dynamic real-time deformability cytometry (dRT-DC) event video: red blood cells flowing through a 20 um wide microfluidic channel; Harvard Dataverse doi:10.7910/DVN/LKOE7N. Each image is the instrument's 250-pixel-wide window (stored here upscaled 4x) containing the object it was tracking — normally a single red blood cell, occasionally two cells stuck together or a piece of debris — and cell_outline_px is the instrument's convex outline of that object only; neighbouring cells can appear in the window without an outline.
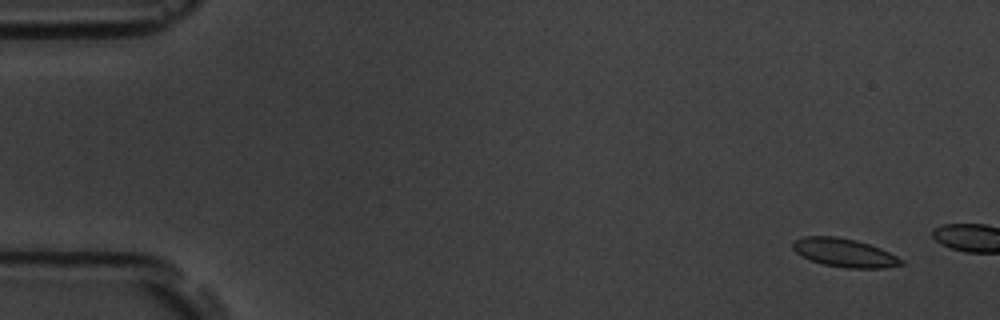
{"species": "common noctule bat (a hibernating species)", "species_latin": "Nyctalus noctula", "temperature_condition": "room temperature", "stored_images_in_passage": 10, "camera_frame_rate_fps": 3000, "um_per_image_px": 0.085, "animal": {"sex": "male", "body_mass_g": 19.5, "forearm_length_mm": 54.6}, "frame": {"image": 1, "passage_image": 4, "time_ms": 1.0, "image_size_px": [1000, 320], "cell_outline_px": [[904, 264], [884, 268], [848, 268], [824, 264], [800, 256], [792, 248], [792, 240], [804, 236], [836, 236], [856, 240], [880, 248], [904, 260]], "centroid_in_image_um": [71.74, 21.47], "position_along_channel_um": 13.3, "area_um2": 17.98}}